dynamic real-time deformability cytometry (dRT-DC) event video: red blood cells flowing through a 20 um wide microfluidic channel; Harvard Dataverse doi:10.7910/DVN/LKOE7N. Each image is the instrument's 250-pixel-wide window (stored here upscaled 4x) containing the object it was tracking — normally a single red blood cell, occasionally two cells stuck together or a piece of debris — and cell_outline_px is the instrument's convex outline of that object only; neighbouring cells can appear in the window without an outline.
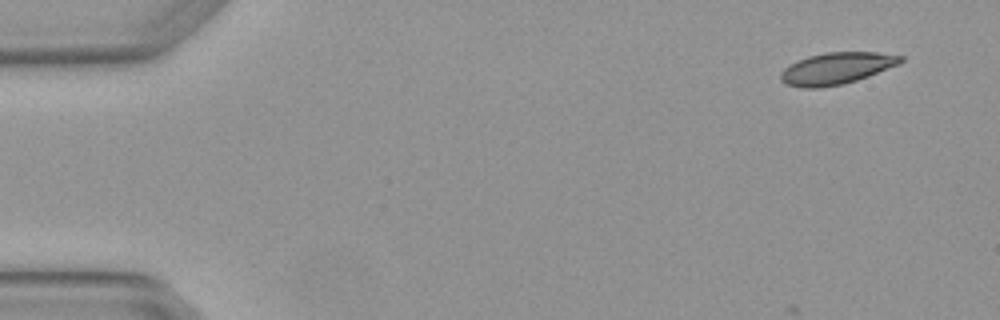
{"species": "Egyptian fruit bat (a non-hibernating species)", "species_latin": "Rousettus aegyptiacus", "temperature_condition": "warm", "stored_images_in_passage": 4, "camera_frame_rate_fps": 3000, "um_per_image_px": 0.085, "animal": {"sex": "female"}, "frame": {"image": 1, "passage_image": 1, "time_ms": 0.0, "image_size_px": [1000, 320], "cell_outline_px": [[904, 60], [900, 64], [868, 76], [844, 84], [820, 88], [800, 88], [788, 84], [780, 80], [780, 72], [788, 64], [808, 56], [824, 52], [880, 52], [904, 56]], "centroid_in_image_um": [71.1, 5.81], "position_along_channel_um": 13.9, "area_um2": 22.43}}
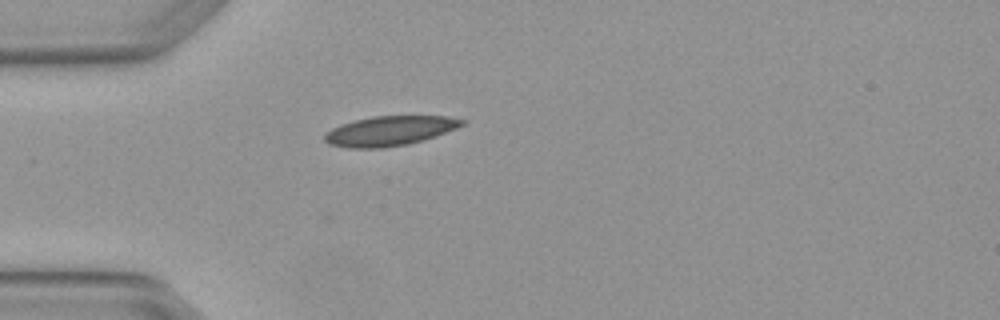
{"frame": {"image": 2, "passage_image": 4, "time_ms": 1.0, "image_size_px": [1000, 320], "cell_outline_px": [[468, 120], [464, 124], [456, 128], [436, 136], [408, 144], [384, 148], [348, 148], [328, 144], [324, 140], [324, 136], [332, 128], [340, 124], [372, 116], [448, 116]], "centroid_in_image_um": [33.13, 11.12], "position_along_channel_um": 51.9, "area_um2": 23.81}}